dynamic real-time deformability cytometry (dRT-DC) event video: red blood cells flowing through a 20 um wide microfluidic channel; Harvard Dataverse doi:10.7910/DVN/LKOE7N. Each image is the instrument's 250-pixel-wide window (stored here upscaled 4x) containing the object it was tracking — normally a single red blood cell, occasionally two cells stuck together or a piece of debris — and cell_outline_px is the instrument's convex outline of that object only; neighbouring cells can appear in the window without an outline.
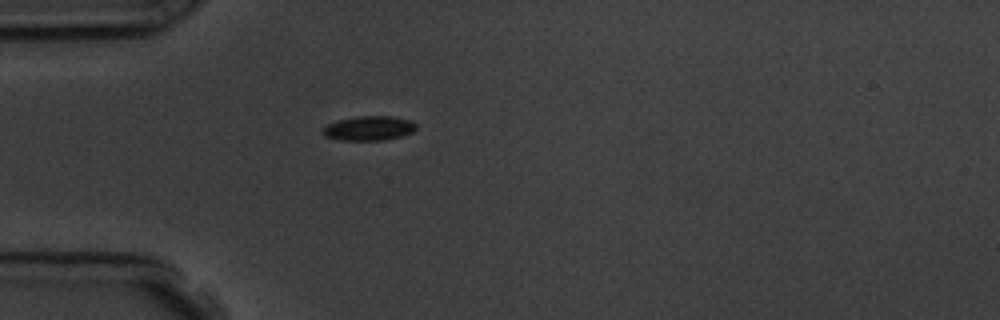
{"species": "common noctule bat (a hibernating species)", "species_latin": "Nyctalus noctula", "temperature_condition": "room temperature", "stored_images_in_passage": 1, "camera_frame_rate_fps": 3000, "um_per_image_px": 0.085, "animal": {"sex": "male", "body_mass_g": 19.5, "forearm_length_mm": 54.6}, "frame": {"image": 1, "passage_image": 1, "time_ms": 0.0, "image_size_px": [1000, 320], "cell_outline_px": [[416, 128], [412, 132], [400, 136], [384, 140], [344, 140], [324, 136], [320, 132], [328, 124], [340, 120], [356, 116], [392, 116], [412, 120], [416, 124]], "centroid_in_image_um": [31.37, 10.89], "position_along_channel_um": 53.6, "area_um2": 13.24}}